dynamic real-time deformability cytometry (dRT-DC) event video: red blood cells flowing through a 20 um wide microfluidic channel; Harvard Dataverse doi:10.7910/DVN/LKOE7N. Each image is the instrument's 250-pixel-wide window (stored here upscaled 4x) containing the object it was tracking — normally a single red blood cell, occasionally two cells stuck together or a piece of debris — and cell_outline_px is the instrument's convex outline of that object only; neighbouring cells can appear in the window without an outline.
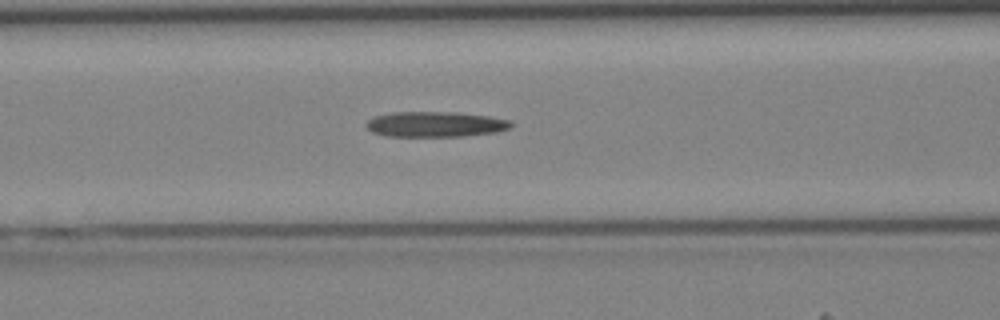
{"species": "Egyptian fruit bat (a non-hibernating species)", "species_latin": "Rousettus aegyptiacus", "temperature_condition": "cold", "stored_images_in_passage": 30, "camera_frame_rate_fps": 3000, "um_per_image_px": 0.085, "animal": {"sex": "female"}, "frame": {"image": 1, "passage_image": 11, "time_ms": 3.333, "image_size_px": [1000, 320], "cell_outline_px": [[512, 128], [496, 132], [464, 136], [384, 136], [372, 132], [364, 124], [368, 120], [376, 116], [392, 112], [456, 112], [488, 116], [512, 120]], "centroid_in_image_um": [37.02, 10.56], "position_along_channel_um": 129.6, "area_um2": 21.5}}
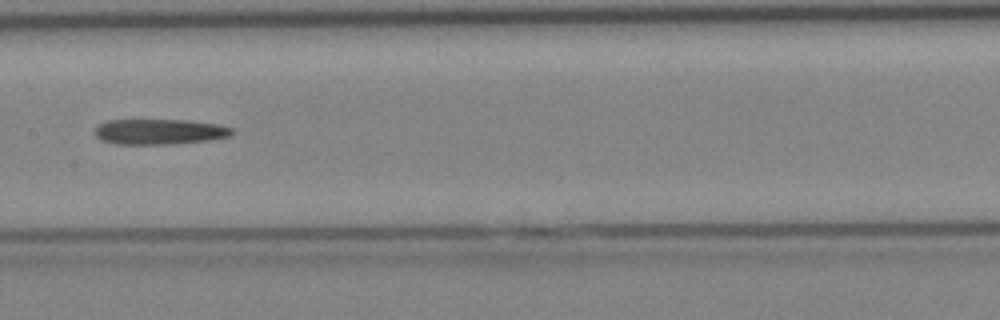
{"frame": {"image": 2, "passage_image": 15, "time_ms": 4.667, "image_size_px": [1000, 320], "cell_outline_px": [[236, 132], [232, 136], [208, 140], [164, 144], [116, 144], [100, 140], [96, 136], [96, 128], [100, 124], [108, 120], [188, 120], [216, 124], [232, 128]], "centroid_in_image_um": [13.58, 11.19], "position_along_channel_um": 193.8, "area_um2": 20.23}}
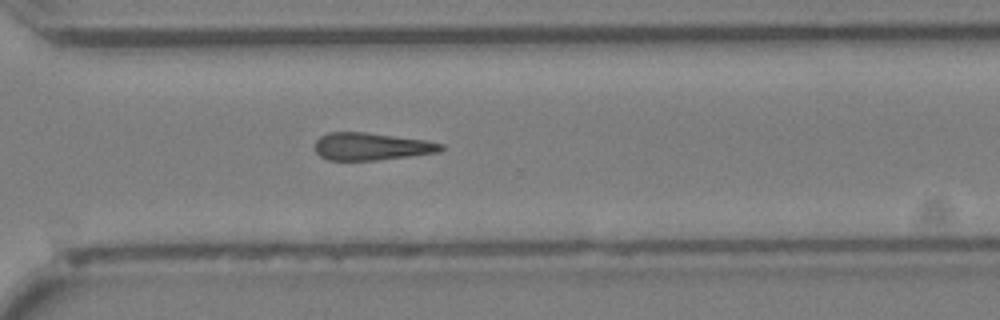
{"frame": {"image": 3, "passage_image": 24, "time_ms": 7.667, "image_size_px": [1000, 320], "cell_outline_px": [[444, 148], [440, 152], [376, 160], [328, 160], [320, 156], [316, 152], [316, 140], [320, 136], [328, 132], [364, 132], [428, 140], [444, 144]], "centroid_in_image_um": [31.59, 12.44], "position_along_channel_um": 339.0, "area_um2": 20.17}}